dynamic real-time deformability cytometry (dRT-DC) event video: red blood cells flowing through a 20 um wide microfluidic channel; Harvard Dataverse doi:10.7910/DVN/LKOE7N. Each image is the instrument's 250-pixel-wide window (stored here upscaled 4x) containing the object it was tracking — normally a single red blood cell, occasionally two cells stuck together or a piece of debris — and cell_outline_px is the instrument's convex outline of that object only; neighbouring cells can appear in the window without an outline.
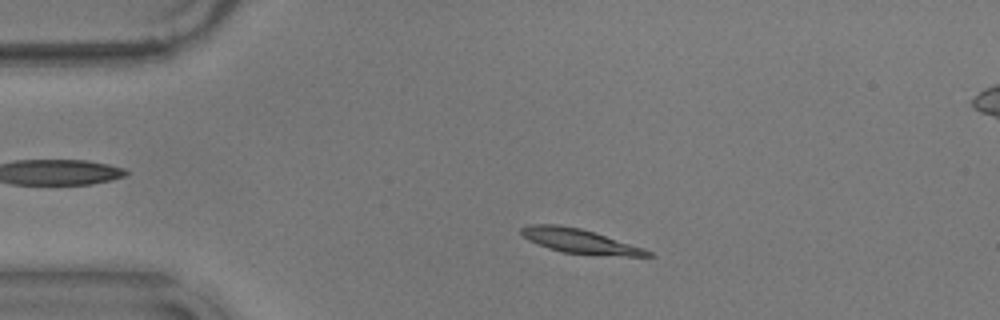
{"species": "common noctule bat (a hibernating species)", "species_latin": "Nyctalus noctula", "temperature_condition": "warm", "stored_images_in_passage": 49, "camera_frame_rate_fps": 3000, "um_per_image_px": 0.085, "animal": {"sex": "male", "body_mass_g": 17.9}, "frame": {"image": 1, "passage_image": 4, "time_ms": 1.0, "image_size_px": [1000, 320], "cell_outline_px": [[656, 256], [624, 256], [564, 252], [548, 248], [528, 240], [520, 232], [520, 228], [528, 224], [556, 224], [580, 228], [644, 248], [652, 252]], "centroid_in_image_um": [49.26, 20.48], "position_along_channel_um": 35.7, "area_um2": 17.69}}
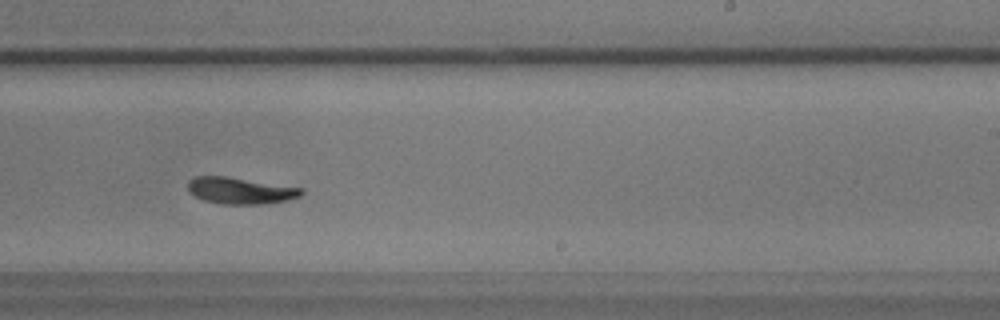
{"frame": {"image": 2, "passage_image": 27, "time_ms": 8.667, "image_size_px": [1000, 320], "cell_outline_px": [[304, 192], [300, 196], [288, 200], [264, 204], [220, 204], [204, 200], [188, 192], [188, 180], [196, 176], [228, 176], [304, 188]], "centroid_in_image_um": [20.44, 16.2], "position_along_channel_um": 268.6, "area_um2": 17.74}}
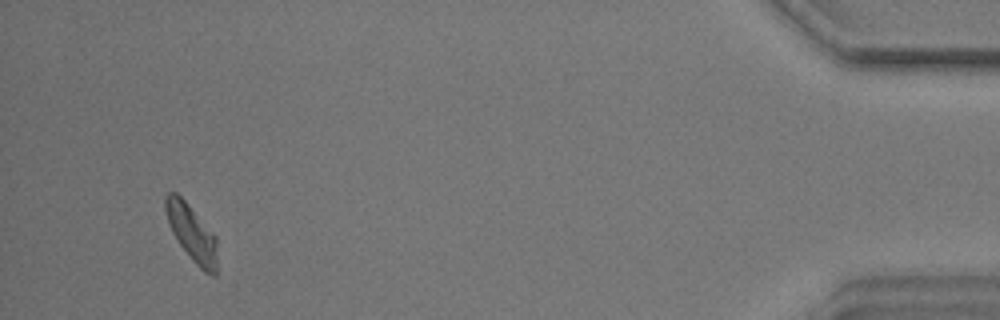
{"frame": {"image": 3, "passage_image": 46, "time_ms": 15.0, "image_size_px": [1000, 320], "cell_outline_px": [[216, 276], [212, 276], [204, 272], [192, 260], [180, 244], [172, 232], [164, 208], [164, 196], [168, 192], [176, 192], [188, 204], [216, 236]], "centroid_in_image_um": [16.28, 19.79], "position_along_channel_um": 418.9, "area_um2": 16.82}, "authors_computed_cell_mechanics": {"area_um2": 17.7446, "velocity_mm_per_s": 3.5333, "shape_relaxation_time_tau1_ms": 3.843, "shape_relaxation_time_tau2_ms": null, "deformation_change_tau1": 0.1324, "deformation_change_tau2": null}}